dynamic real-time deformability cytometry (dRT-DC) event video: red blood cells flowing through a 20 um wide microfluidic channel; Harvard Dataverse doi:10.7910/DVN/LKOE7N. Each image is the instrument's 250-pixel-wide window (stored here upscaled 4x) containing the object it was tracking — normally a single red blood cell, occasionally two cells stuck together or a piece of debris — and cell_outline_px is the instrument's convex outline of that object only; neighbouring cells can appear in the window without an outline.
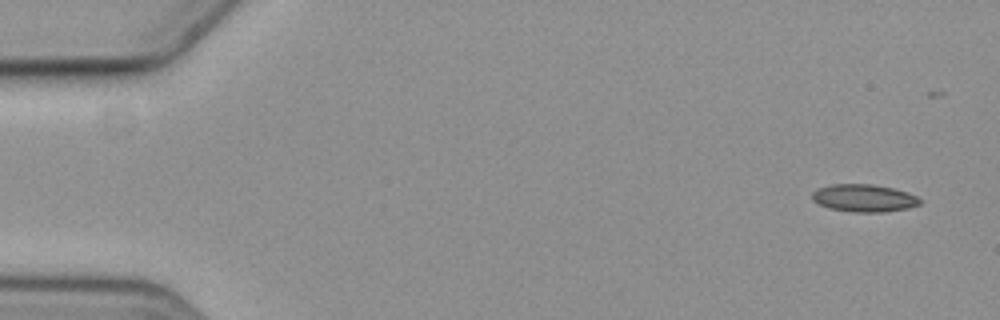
{"species": "common noctule bat (a hibernating species)", "species_latin": "Nyctalus noctula", "temperature_condition": "cold", "stored_images_in_passage": 7, "camera_frame_rate_fps": 3000, "um_per_image_px": 0.085, "animal": {"sex": "female", "body_mass_g": 19.3, "forearm_length_mm": 54.1}, "frame": {"image": 1, "passage_image": 1, "time_ms": 0.0, "image_size_px": [1000, 320], "cell_outline_px": [[920, 204], [908, 208], [884, 212], [856, 212], [828, 208], [812, 200], [812, 192], [816, 188], [832, 184], [872, 184], [892, 188], [908, 192], [916, 196], [920, 200]], "centroid_in_image_um": [73.41, 16.83], "position_along_channel_um": 11.6, "area_um2": 17.28}}
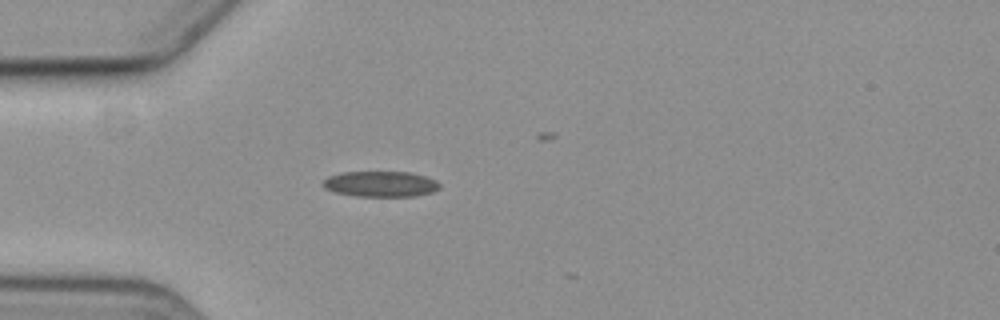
{"frame": {"image": 2, "passage_image": 5, "time_ms": 4.667, "image_size_px": [1000, 320], "cell_outline_px": [[440, 188], [432, 192], [416, 196], [356, 196], [336, 192], [324, 188], [324, 180], [328, 176], [344, 172], [412, 172], [436, 180], [440, 184]], "centroid_in_image_um": [32.38, 15.64], "position_along_channel_um": 52.6, "area_um2": 17.34}}